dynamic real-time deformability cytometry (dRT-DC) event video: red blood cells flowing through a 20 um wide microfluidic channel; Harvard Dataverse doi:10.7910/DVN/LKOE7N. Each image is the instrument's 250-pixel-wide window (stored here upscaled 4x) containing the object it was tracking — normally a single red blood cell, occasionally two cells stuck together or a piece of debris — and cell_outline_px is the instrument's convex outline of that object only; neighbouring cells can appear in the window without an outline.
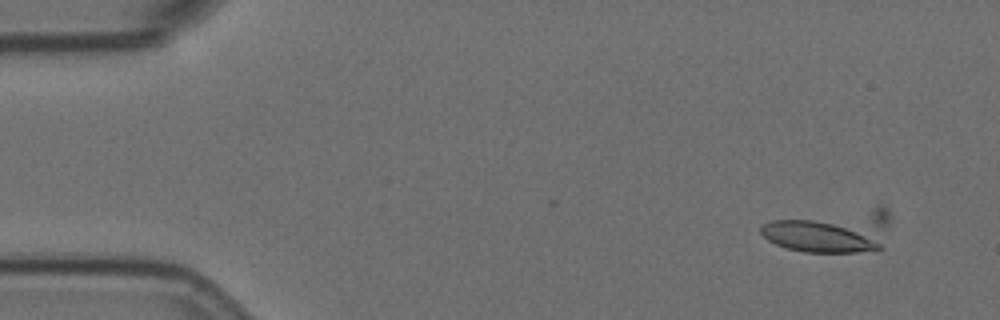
{"species": "Egyptian fruit bat (a non-hibernating species)", "species_latin": "Rousettus aegyptiacus", "temperature_condition": "room temperature", "stored_images_in_passage": 2, "camera_frame_rate_fps": 3000, "um_per_image_px": 0.085, "animal": {"sex": "female"}, "frame": {"image": 1, "passage_image": 2, "time_ms": 0.333, "image_size_px": [1000, 320], "cell_outline_px": [[884, 248], [856, 252], [804, 252], [788, 248], [776, 244], [768, 240], [760, 232], [760, 228], [768, 220], [812, 220], [832, 224], [844, 228], [880, 244]], "centroid_in_image_um": [69.32, 20.13], "position_along_channel_um": 15.7, "area_um2": 20.06}}